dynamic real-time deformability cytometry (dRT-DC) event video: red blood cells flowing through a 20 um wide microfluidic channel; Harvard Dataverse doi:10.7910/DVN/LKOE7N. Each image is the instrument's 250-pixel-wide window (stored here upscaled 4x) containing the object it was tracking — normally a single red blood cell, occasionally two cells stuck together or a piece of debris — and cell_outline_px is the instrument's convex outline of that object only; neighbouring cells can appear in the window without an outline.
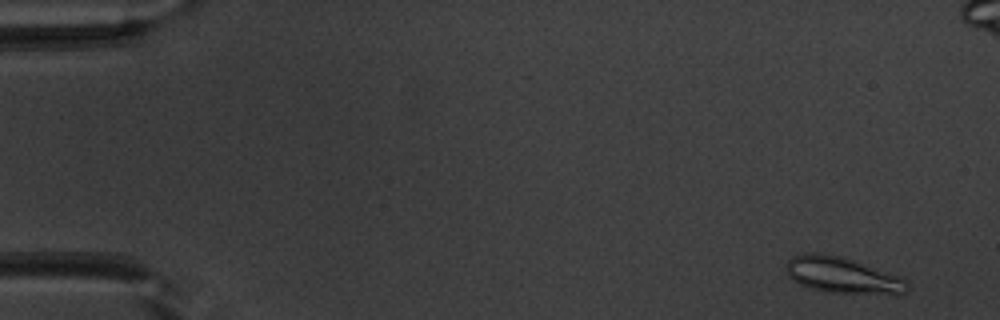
{"species": "common noctule bat (a hibernating species)", "species_latin": "Nyctalus noctula", "temperature_condition": "warm", "stored_images_in_passage": 52, "camera_frame_rate_fps": 3000, "um_per_image_px": 0.085, "animal": {"sex": "male", "body_mass_g": 20.1, "forearm_length_mm": 53.5}, "frame": {"image": 1, "passage_image": 3, "time_ms": 0.667, "image_size_px": [1000, 320], "cell_outline_px": [[912, 288], [908, 292], [896, 296], [828, 292], [812, 288], [800, 284], [792, 280], [788, 276], [784, 268], [788, 260], [792, 256], [804, 252], [816, 252], [840, 256], [864, 264], [908, 280]], "centroid_in_image_um": [71.65, 23.43], "position_along_channel_um": 13.3, "area_um2": 26.07}}
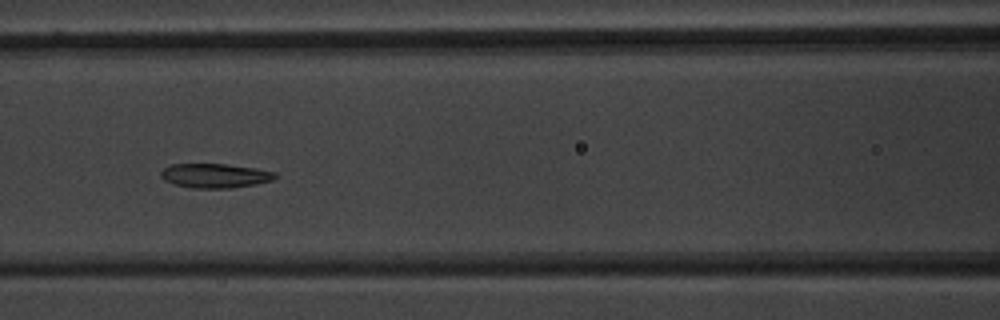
{"frame": {"image": 2, "passage_image": 23, "time_ms": 7.333, "image_size_px": [1000, 320], "cell_outline_px": [[280, 176], [272, 180], [256, 184], [232, 188], [192, 188], [172, 184], [164, 180], [160, 176], [160, 172], [164, 168], [172, 164], [224, 164], [256, 168], [276, 172]], "centroid_in_image_um": [18.29, 14.94], "position_along_channel_um": 148.3, "area_um2": 16.36}}
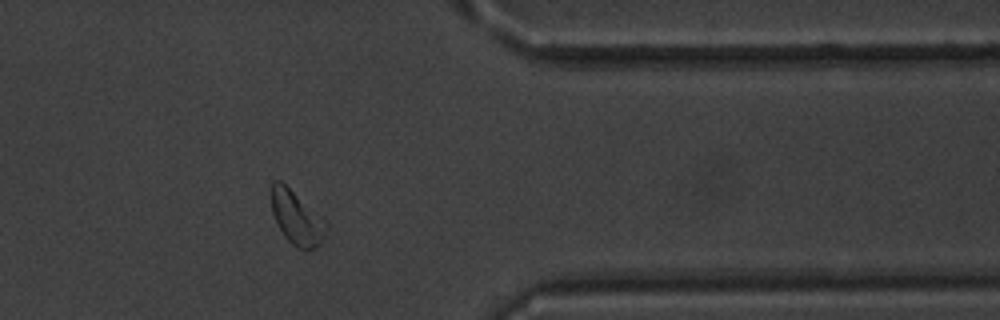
{"frame": {"image": 3, "passage_image": 42, "time_ms": 13.667, "image_size_px": [1000, 320], "cell_outline_px": [[328, 224], [324, 236], [320, 244], [316, 248], [304, 252], [292, 244], [284, 236], [272, 212], [272, 180], [280, 180], [328, 220]], "centroid_in_image_um": [25.27, 18.54], "position_along_channel_um": 386.1, "area_um2": 17.4}, "authors_computed_cell_mechanics": {"area_um2": 17.4845, "velocity_mm_per_s": 3.9607, "shape_relaxation_time_tau1_ms": 3.9191, "shape_relaxation_time_tau2_ms": 2.8705, "deformation_change_tau1": 0.0978, "deformation_change_tau2": 0.0883}}